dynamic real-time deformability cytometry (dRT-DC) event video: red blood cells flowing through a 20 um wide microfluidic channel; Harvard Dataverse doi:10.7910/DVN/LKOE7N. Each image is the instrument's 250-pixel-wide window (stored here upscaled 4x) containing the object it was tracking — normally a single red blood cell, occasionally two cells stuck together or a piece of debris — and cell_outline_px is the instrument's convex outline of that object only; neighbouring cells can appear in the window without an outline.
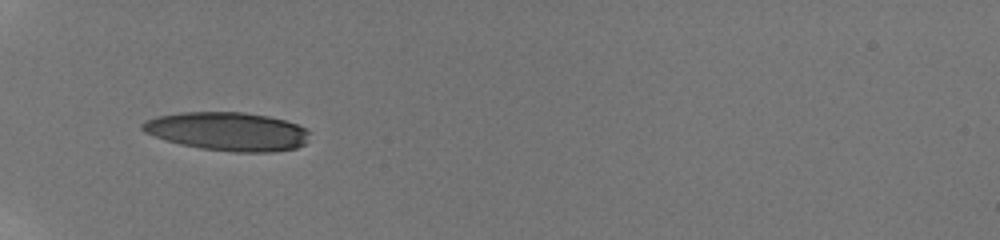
{"species": "human", "species_latin": "Homo sapiens", "temperature_condition": "room temperature", "stored_images_in_passage": 45, "camera_frame_rate_fps": 3000, "um_per_image_px": 0.085, "donor": {"sex": "male"}, "frame": {"image": 1, "passage_image": 1, "time_ms": 0.0, "image_size_px": [1000, 240], "cell_outline_px": [[308, 132], [304, 144], [296, 148], [272, 152], [236, 152], [200, 148], [180, 144], [164, 140], [144, 132], [140, 128], [140, 124], [144, 120], [156, 116], [180, 112], [244, 112], [268, 116], [284, 120], [296, 124], [304, 128]], "centroid_in_image_um": [19.27, 11.16], "position_along_channel_um": 65.7, "area_um2": 37.57}}
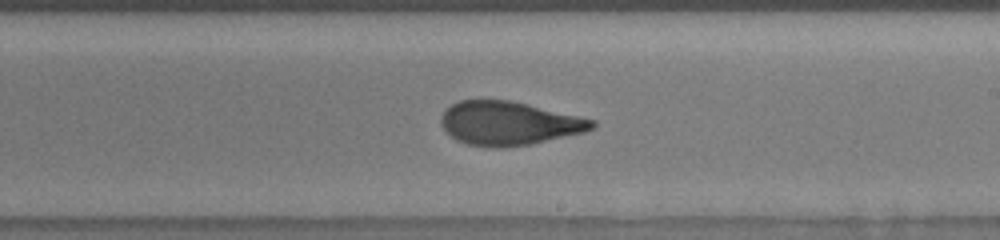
{"frame": {"image": 2, "passage_image": 28, "time_ms": 5.0, "image_size_px": [1000, 240], "cell_outline_px": [[596, 124], [592, 128], [584, 132], [532, 144], [504, 148], [492, 148], [468, 144], [456, 140], [440, 124], [440, 116], [452, 104], [460, 100], [508, 100], [580, 116], [596, 120]], "centroid_in_image_um": [43.25, 10.49], "position_along_channel_um": 245.7, "area_um2": 38.32}}
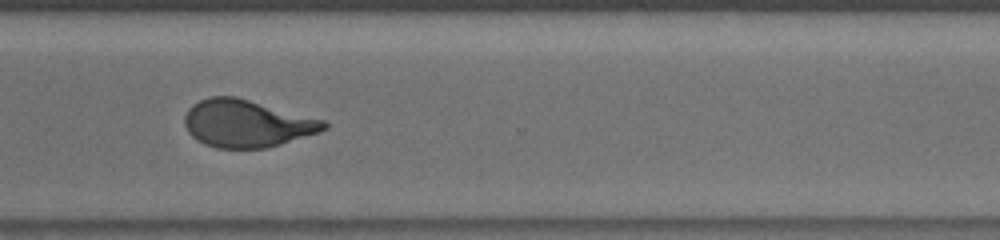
{"frame": {"image": 3, "passage_image": 44, "time_ms": 7.667, "image_size_px": [1000, 240], "cell_outline_px": [[328, 128], [320, 132], [280, 144], [264, 148], [216, 148], [204, 144], [196, 140], [188, 132], [184, 124], [184, 116], [188, 108], [192, 104], [208, 96], [236, 96], [324, 120], [328, 124]], "centroid_in_image_um": [20.94, 10.49], "position_along_channel_um": 349.7, "area_um2": 38.55}}